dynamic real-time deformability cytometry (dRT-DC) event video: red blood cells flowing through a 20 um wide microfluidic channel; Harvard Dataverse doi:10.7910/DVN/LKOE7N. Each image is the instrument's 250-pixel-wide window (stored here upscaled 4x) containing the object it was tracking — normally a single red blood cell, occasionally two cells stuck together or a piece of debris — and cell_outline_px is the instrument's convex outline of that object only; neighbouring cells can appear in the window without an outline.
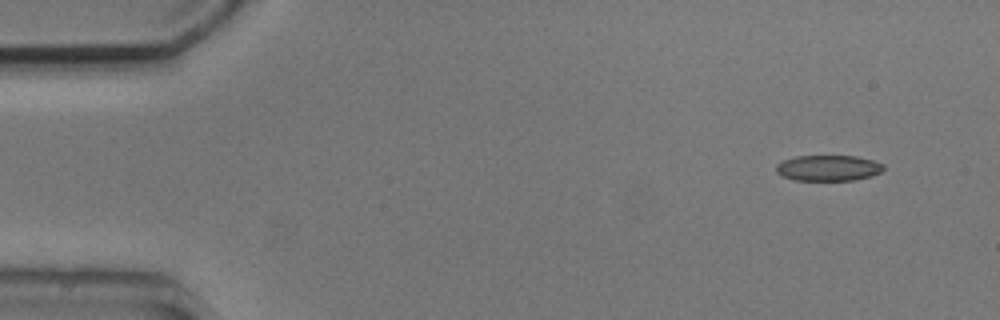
{"species": "common noctule bat (a hibernating species)", "species_latin": "Nyctalus noctula", "temperature_condition": "cold", "stored_images_in_passage": 5, "camera_frame_rate_fps": 3000, "um_per_image_px": 0.085, "animal": {"sex": "male", "body_mass_g": 20.5, "forearm_length_mm": 52.5}, "frame": {"image": 1, "passage_image": 1, "time_ms": 0.0, "image_size_px": [1000, 320], "cell_outline_px": [[884, 168], [880, 172], [872, 176], [856, 180], [796, 180], [784, 176], [776, 172], [776, 164], [784, 160], [796, 156], [856, 156], [872, 160], [884, 164]], "centroid_in_image_um": [70.42, 14.28], "position_along_channel_um": 14.6, "area_um2": 16.07}}
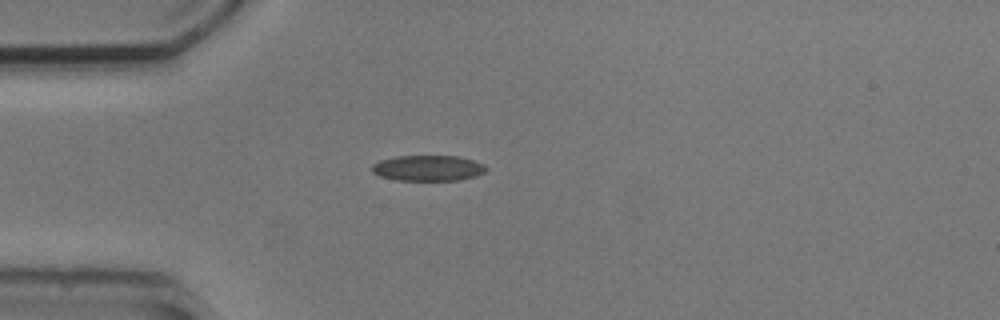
{"frame": {"image": 2, "passage_image": 3, "time_ms": 3.333, "image_size_px": [1000, 320], "cell_outline_px": [[488, 168], [484, 172], [476, 176], [460, 180], [396, 180], [380, 176], [372, 172], [372, 164], [380, 160], [396, 156], [456, 156], [472, 160], [484, 164]], "centroid_in_image_um": [36.38, 14.29], "position_along_channel_um": 48.6, "area_um2": 17.05}}